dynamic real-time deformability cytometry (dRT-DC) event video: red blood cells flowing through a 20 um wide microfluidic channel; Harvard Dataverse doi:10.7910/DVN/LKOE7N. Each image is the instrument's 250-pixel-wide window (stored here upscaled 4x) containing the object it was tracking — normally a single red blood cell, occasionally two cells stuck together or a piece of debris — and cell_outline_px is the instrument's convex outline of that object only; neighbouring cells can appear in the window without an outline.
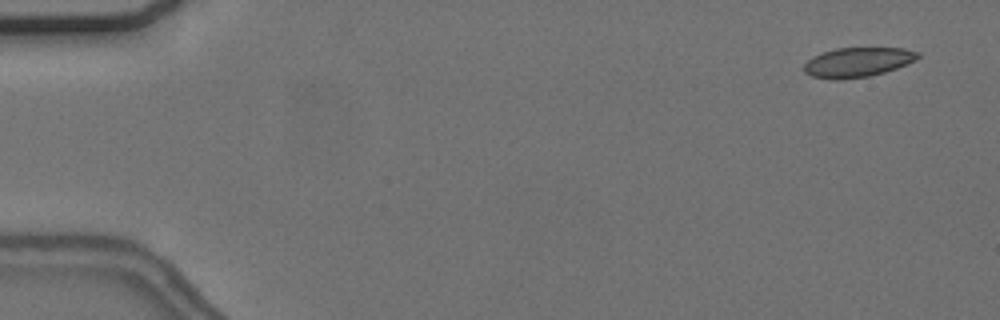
{"species": "common noctule bat (a hibernating species)", "species_latin": "Nyctalus noctula", "temperature_condition": "cold", "stored_images_in_passage": 56, "camera_frame_rate_fps": 3000, "um_per_image_px": 0.085, "animal": {"sex": "female", "body_mass_g": 24.6, "forearm_length_mm": 56.2}, "frame": {"image": 1, "passage_image": 3, "time_ms": 0.667, "image_size_px": [1000, 320], "cell_outline_px": [[920, 56], [916, 60], [896, 68], [884, 72], [868, 76], [840, 80], [832, 80], [812, 76], [804, 72], [804, 64], [812, 56], [836, 48], [904, 48], [920, 52]], "centroid_in_image_um": [72.89, 5.29], "position_along_channel_um": 12.1, "area_um2": 19.65}}
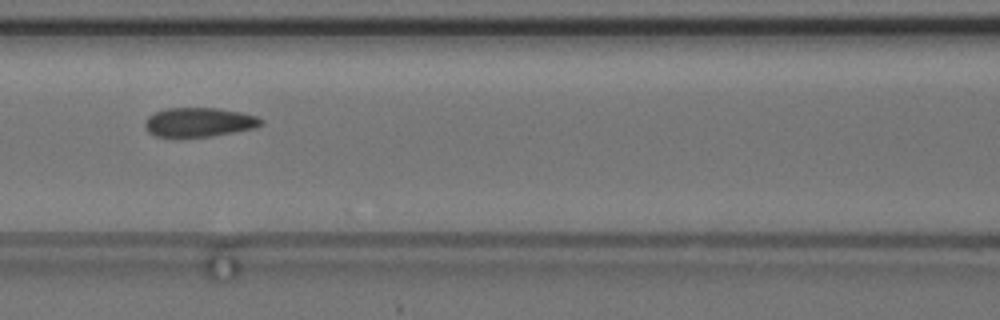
{"frame": {"image": 2, "passage_image": 25, "time_ms": 8.0, "image_size_px": [1000, 320], "cell_outline_px": [[264, 124], [256, 128], [212, 136], [156, 136], [148, 132], [144, 124], [148, 116], [164, 108], [220, 108], [240, 112], [256, 116], [264, 120]], "centroid_in_image_um": [16.96, 10.37], "position_along_channel_um": 149.6, "area_um2": 19.71}}
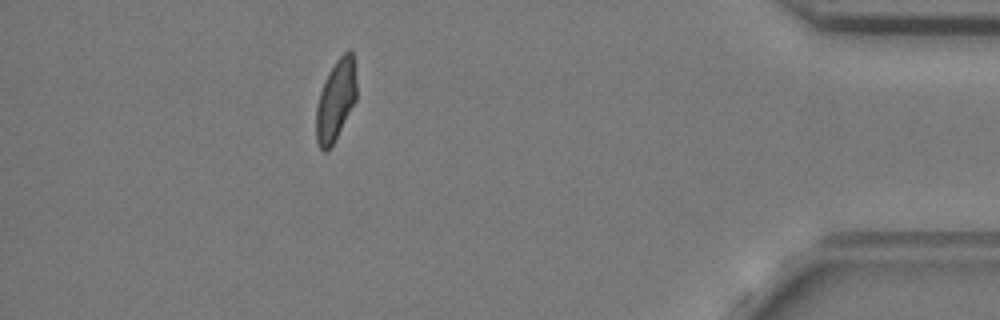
{"frame": {"image": 3, "passage_image": 50, "time_ms": 16.333, "image_size_px": [1000, 320], "cell_outline_px": [[356, 100], [328, 152], [324, 152], [320, 148], [316, 140], [316, 104], [324, 80], [328, 72], [336, 60], [348, 48], [352, 48], [356, 80]], "centroid_in_image_um": [28.53, 8.49], "position_along_channel_um": 406.7, "area_um2": 19.13}, "authors_computed_cell_mechanics": {"area_um2": 20.2011, "velocity_mm_per_s": 3.6753, "shape_relaxation_time_tau1_ms": null, "shape_relaxation_time_tau2_ms": 1.2535, "deformation_change_tau1": null, "deformation_change_tau2": 0.0843}}